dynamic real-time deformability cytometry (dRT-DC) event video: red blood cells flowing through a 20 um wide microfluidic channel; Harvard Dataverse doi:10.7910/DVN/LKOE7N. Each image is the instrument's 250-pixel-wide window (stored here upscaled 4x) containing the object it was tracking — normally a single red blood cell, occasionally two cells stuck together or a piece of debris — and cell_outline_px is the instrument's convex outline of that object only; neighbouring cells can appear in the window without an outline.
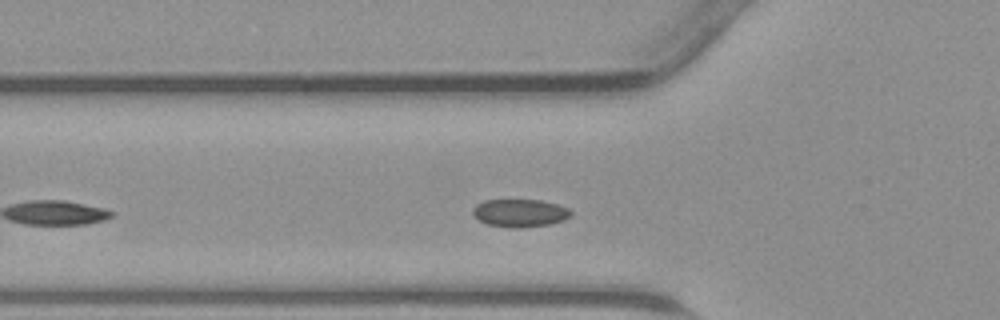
{"species": "common noctule bat (a hibernating species)", "species_latin": "Nyctalus noctula", "temperature_condition": "warm", "stored_images_in_passage": 14, "camera_frame_rate_fps": 3000, "um_per_image_px": 0.085, "animal": {"sex": "male", "body_mass_g": 23.1, "forearm_length_mm": 52.7}, "frame": {"image": 1, "passage_image": 7, "time_ms": 2.0, "image_size_px": [1000, 320], "cell_outline_px": [[572, 216], [564, 220], [548, 224], [520, 228], [508, 228], [488, 224], [472, 216], [472, 208], [476, 204], [484, 200], [540, 200], [556, 204], [568, 208], [572, 212]], "centroid_in_image_um": [44.17, 18.11], "position_along_channel_um": 81.6, "area_um2": 16.01}}
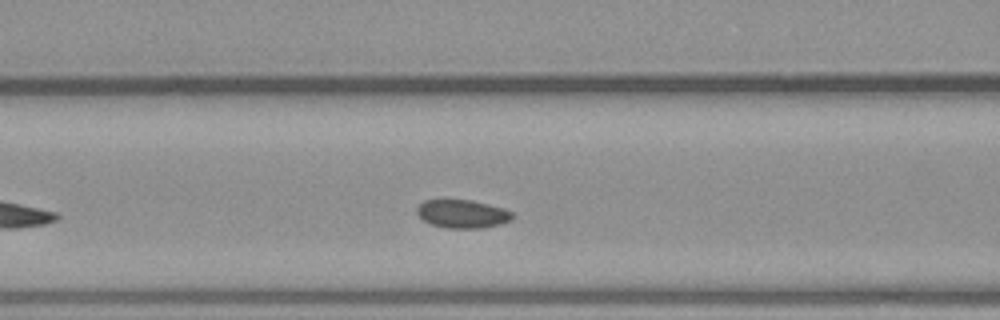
{"frame": {"image": 2, "passage_image": 10, "time_ms": 3.0, "image_size_px": [1000, 320], "cell_outline_px": [[516, 216], [512, 220], [500, 224], [484, 228], [448, 228], [432, 224], [424, 220], [416, 212], [416, 208], [424, 200], [472, 200], [504, 208], [512, 212]], "centroid_in_image_um": [39.35, 18.18], "position_along_channel_um": 127.2, "area_um2": 15.78}}